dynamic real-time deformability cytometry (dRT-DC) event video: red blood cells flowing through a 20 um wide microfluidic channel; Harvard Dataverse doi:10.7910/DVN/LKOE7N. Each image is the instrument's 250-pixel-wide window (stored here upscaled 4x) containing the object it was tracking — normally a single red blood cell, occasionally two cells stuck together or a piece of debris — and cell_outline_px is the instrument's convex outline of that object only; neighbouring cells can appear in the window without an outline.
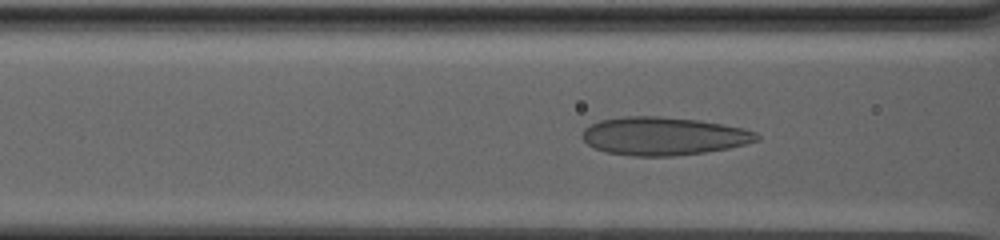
{"species": "human", "species_latin": "Homo sapiens", "temperature_condition": "warm", "stored_images_in_passage": 82, "camera_frame_rate_fps": 3000, "um_per_image_px": 0.085, "donor": {"sex": "male"}, "frame": {"image": 1, "passage_image": 35, "time_ms": 11.333, "image_size_px": [1000, 240], "cell_outline_px": [[760, 140], [728, 148], [704, 152], [672, 156], [632, 156], [608, 152], [596, 148], [588, 144], [580, 136], [580, 132], [584, 128], [600, 120], [624, 116], [660, 116], [700, 120], [724, 124], [744, 128], [756, 132], [760, 136]], "centroid_in_image_um": [56.4, 11.56], "position_along_channel_um": 110.2, "area_um2": 38.9}}
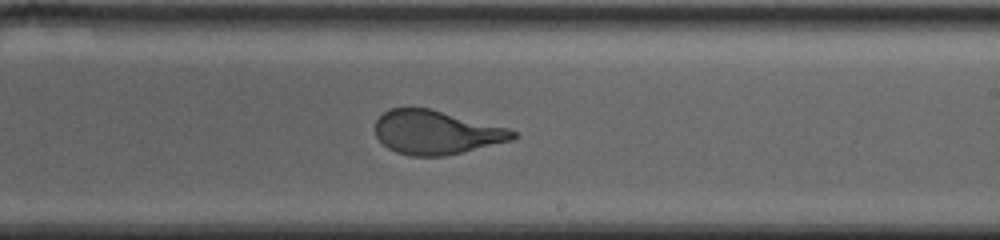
{"frame": {"image": 2, "passage_image": 52, "time_ms": 17.0, "image_size_px": [1000, 240], "cell_outline_px": [[520, 136], [512, 140], [444, 156], [412, 156], [396, 152], [388, 148], [376, 136], [376, 120], [388, 108], [432, 108], [508, 128], [516, 132]], "centroid_in_image_um": [37.09, 11.24], "position_along_channel_um": 251.9, "area_um2": 35.14}}
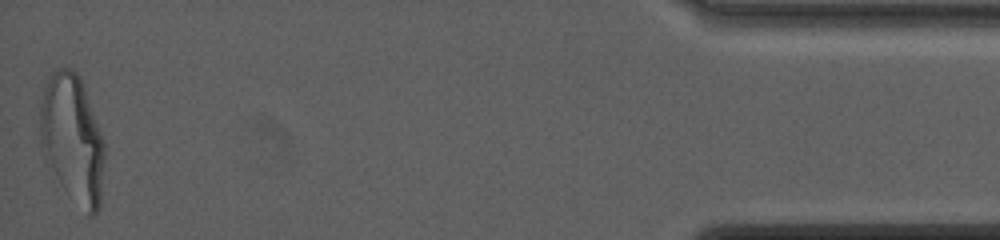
{"frame": {"image": 3, "passage_image": 82, "time_ms": 27.0, "image_size_px": [1000, 240], "cell_outline_px": [[104, 160], [100, 208], [92, 216], [52, 180], [40, 144], [40, 100], [44, 76], [56, 68], [72, 68], [80, 76], [104, 140]], "centroid_in_image_um": [6.1, 11.75], "position_along_channel_um": 429.1, "area_um2": 49.3}, "authors_computed_cell_mechanics": {"area_um2": 41.1247, "velocity_mm_per_s": 2.4996, "shape_relaxation_time_tau1_ms": 10.2911, "shape_relaxation_time_tau2_ms": null, "deformation_change_tau1": 0.2546, "deformation_change_tau2": null}}